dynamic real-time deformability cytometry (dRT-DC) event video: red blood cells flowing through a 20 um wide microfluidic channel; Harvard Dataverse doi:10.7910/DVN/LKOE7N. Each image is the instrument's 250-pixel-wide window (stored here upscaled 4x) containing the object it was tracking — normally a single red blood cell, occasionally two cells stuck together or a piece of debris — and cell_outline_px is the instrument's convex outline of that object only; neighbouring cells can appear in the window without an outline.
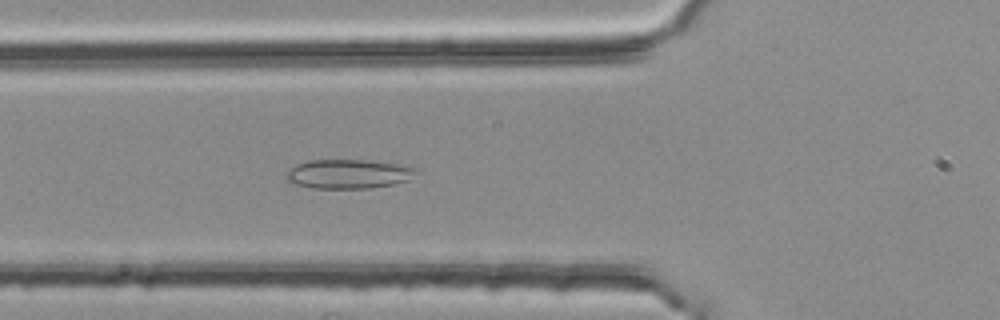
{"species": "common noctule bat (a hibernating species)", "species_latin": "Nyctalus noctula", "temperature_condition": "room temperature", "stored_images_in_passage": 40, "camera_frame_rate_fps": 3000, "um_per_image_px": 0.085, "animal": {"sex": "female", "body_mass_g": 25.1}, "frame": {"image": 1, "passage_image": 6, "time_ms": 1.667, "image_size_px": [1000, 320], "cell_outline_px": [[416, 172], [408, 180], [392, 184], [368, 188], [312, 188], [296, 184], [284, 180], [284, 172], [296, 164], [308, 160], [364, 160], [404, 164], [416, 168]], "centroid_in_image_um": [29.55, 14.77], "position_along_channel_um": 96.2, "area_um2": 22.25}}
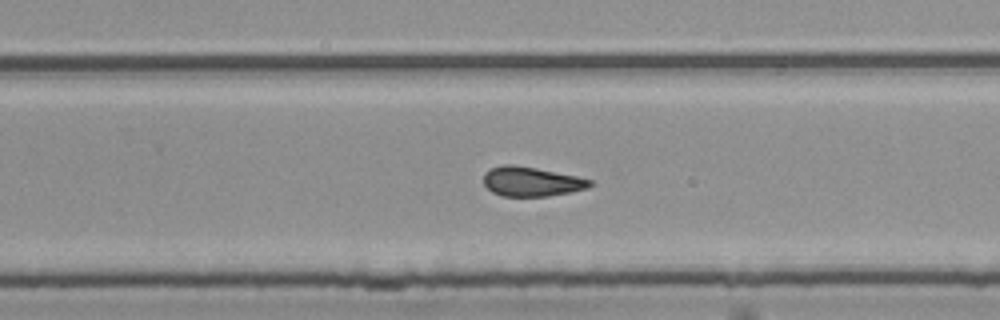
{"frame": {"image": 2, "passage_image": 21, "time_ms": 6.667, "image_size_px": [1000, 320], "cell_outline_px": [[592, 184], [588, 188], [572, 192], [548, 196], [500, 196], [492, 192], [484, 184], [484, 172], [488, 168], [504, 164], [512, 164], [536, 168], [576, 176], [592, 180]], "centroid_in_image_um": [45.14, 15.43], "position_along_channel_um": 284.7, "area_um2": 18.38}}
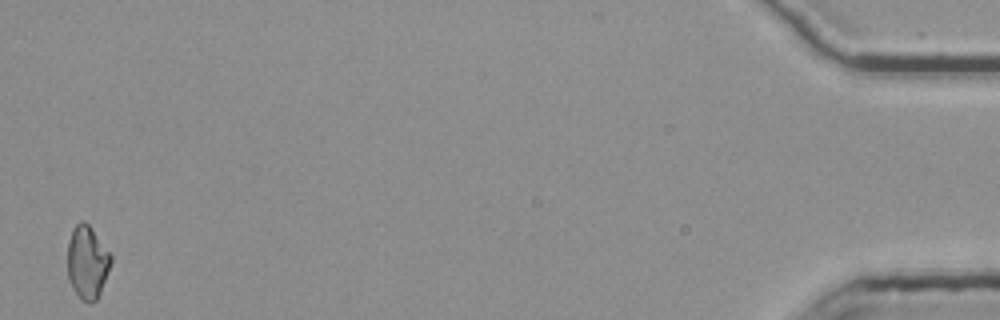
{"frame": {"image": 3, "passage_image": 40, "time_ms": 13.0, "image_size_px": [1000, 320], "cell_outline_px": [[112, 260], [108, 272], [100, 292], [96, 300], [92, 304], [88, 304], [80, 300], [72, 288], [68, 280], [68, 240], [72, 228], [80, 220], [84, 220], [92, 228], [112, 256]], "centroid_in_image_um": [7.4, 22.3], "position_along_channel_um": 427.8, "area_um2": 18.73}, "authors_computed_cell_mechanics": {"area_um2": 18.6983, "velocity_mm_per_s": 3.7677, "shape_relaxation_time_tau1_ms": null, "shape_relaxation_time_tau2_ms": 3.0914, "deformation_change_tau1": null, "deformation_change_tau2": 0.1085}}